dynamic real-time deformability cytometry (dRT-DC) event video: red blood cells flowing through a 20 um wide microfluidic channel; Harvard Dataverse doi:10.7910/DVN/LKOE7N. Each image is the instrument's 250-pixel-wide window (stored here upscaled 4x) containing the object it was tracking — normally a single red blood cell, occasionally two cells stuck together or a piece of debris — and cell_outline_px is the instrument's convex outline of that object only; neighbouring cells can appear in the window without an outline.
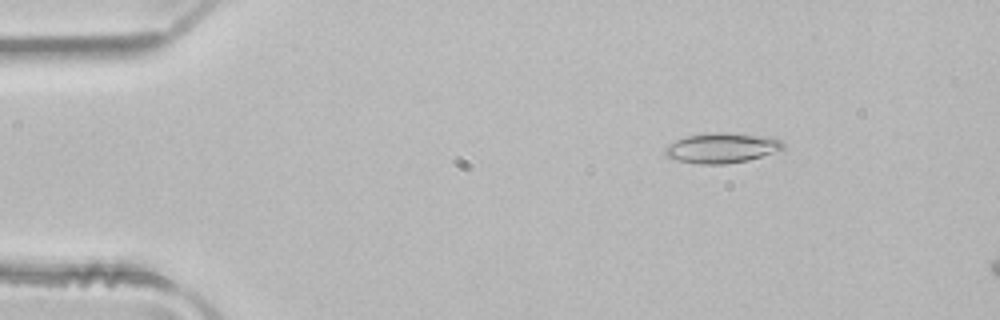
{"species": "common noctule bat (a hibernating species)", "species_latin": "Nyctalus noctula", "temperature_condition": "room temperature", "stored_images_in_passage": 4, "camera_frame_rate_fps": 3000, "um_per_image_px": 0.085, "animal": {"sex": "male", "body_mass_g": 21.5, "forearm_length_mm": 52.0}, "frame": {"image": 1, "passage_image": 2, "time_ms": 0.333, "image_size_px": [1000, 320], "cell_outline_px": [[784, 148], [748, 160], [724, 164], [696, 164], [676, 160], [664, 156], [664, 148], [668, 144], [676, 140], [688, 136], [716, 132], [728, 132], [772, 136], [784, 140]], "centroid_in_image_um": [61.35, 12.56], "position_along_channel_um": 23.6, "area_um2": 20.92}}